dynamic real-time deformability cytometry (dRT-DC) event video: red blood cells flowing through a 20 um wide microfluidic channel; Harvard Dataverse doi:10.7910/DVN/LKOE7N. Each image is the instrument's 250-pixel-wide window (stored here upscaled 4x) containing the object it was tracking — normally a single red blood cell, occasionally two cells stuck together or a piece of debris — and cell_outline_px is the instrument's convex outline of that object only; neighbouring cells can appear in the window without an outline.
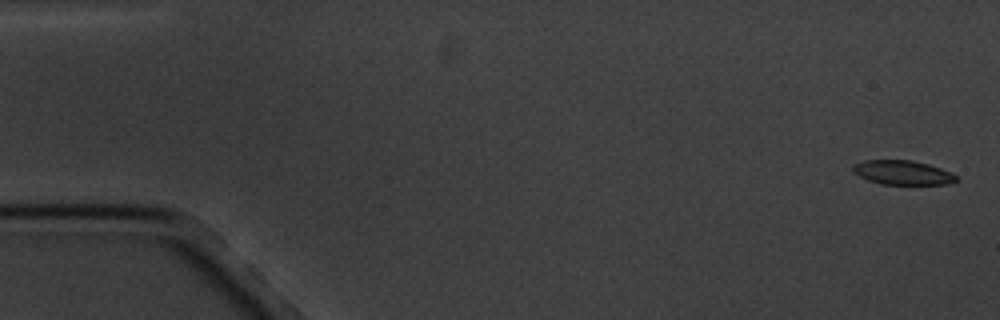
{"species": "common noctule bat (a hibernating species)", "species_latin": "Nyctalus noctula", "temperature_condition": "cold", "stored_images_in_passage": 9, "camera_frame_rate_fps": 3000, "um_per_image_px": 0.085, "animal": {"sex": "male", "body_mass_g": 20.1, "forearm_length_mm": 53.5}, "frame": {"image": 1, "passage_image": 1, "time_ms": 0.0, "image_size_px": [1000, 320], "cell_outline_px": [[960, 180], [948, 184], [880, 184], [868, 180], [852, 172], [852, 164], [864, 160], [912, 160], [928, 164], [940, 168], [956, 176]], "centroid_in_image_um": [76.69, 14.66], "position_along_channel_um": 8.3, "area_um2": 14.62}}
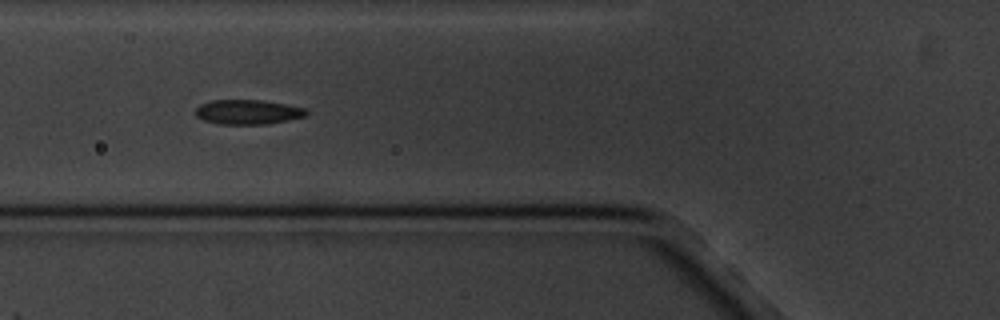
{"frame": {"image": 2, "passage_image": 6, "time_ms": 6.667, "image_size_px": [1000, 320], "cell_outline_px": [[308, 112], [304, 116], [288, 120], [268, 124], [220, 124], [204, 120], [196, 116], [196, 108], [200, 104], [212, 100], [260, 100], [284, 104], [304, 108]], "centroid_in_image_um": [21.04, 9.52], "position_along_channel_um": 104.8, "area_um2": 15.72}}
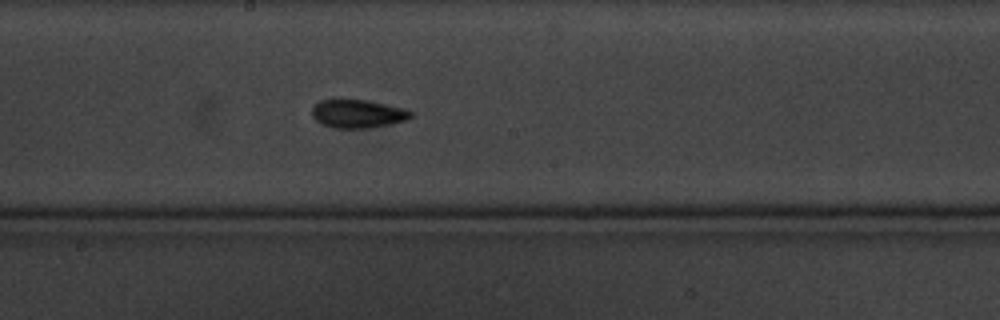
{"frame": {"image": 3, "passage_image": 9, "time_ms": 10.0, "image_size_px": [1000, 320], "cell_outline_px": [[412, 116], [408, 120], [392, 124], [372, 128], [332, 128], [320, 124], [312, 116], [312, 108], [320, 100], [368, 100], [404, 108], [412, 112]], "centroid_in_image_um": [30.43, 9.69], "position_along_channel_um": 217.8, "area_um2": 16.47}}